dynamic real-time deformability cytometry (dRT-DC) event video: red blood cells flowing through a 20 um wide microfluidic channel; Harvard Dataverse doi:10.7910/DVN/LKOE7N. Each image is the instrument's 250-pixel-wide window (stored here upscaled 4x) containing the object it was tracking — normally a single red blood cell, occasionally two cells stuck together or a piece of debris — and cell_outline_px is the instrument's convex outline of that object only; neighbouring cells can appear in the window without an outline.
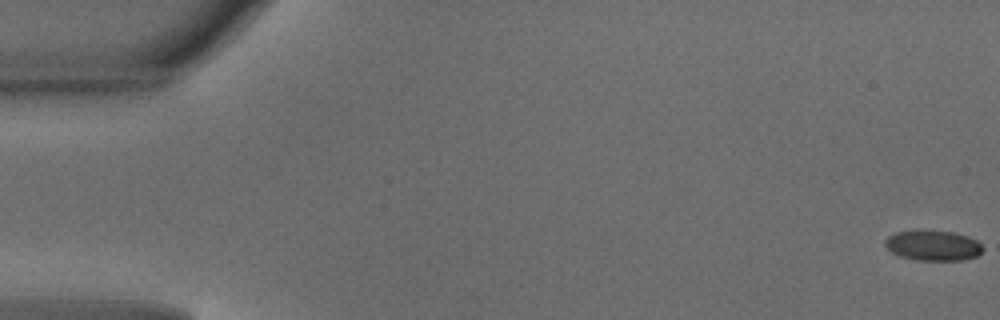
{"species": "common noctule bat (a hibernating species)", "species_latin": "Nyctalus noctula", "temperature_condition": "warm", "stored_images_in_passage": 44, "camera_frame_rate_fps": 3000, "um_per_image_px": 0.085, "animal": {"sex": "male", "body_mass_g": 18.8}, "frame": {"image": 1, "passage_image": 1, "time_ms": 0.0, "image_size_px": [1000, 320], "cell_outline_px": [[984, 248], [976, 256], [964, 260], [916, 260], [900, 256], [892, 252], [884, 244], [884, 240], [888, 236], [896, 232], [952, 232], [968, 236], [976, 240]], "centroid_in_image_um": [79.31, 20.89], "position_along_channel_um": 5.7, "area_um2": 16.76}}
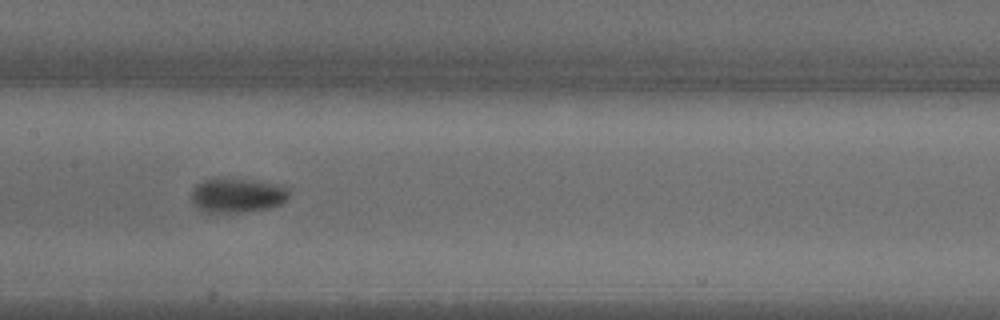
{"frame": {"image": 2, "passage_image": 25, "time_ms": 8.0, "image_size_px": [1000, 320], "cell_outline_px": [[288, 196], [280, 204], [272, 208], [240, 212], [204, 212], [192, 200], [192, 188], [196, 184], [204, 180], [216, 176], [280, 184], [288, 188]], "centroid_in_image_um": [20.15, 16.57], "position_along_channel_um": 187.2, "area_um2": 19.71}}
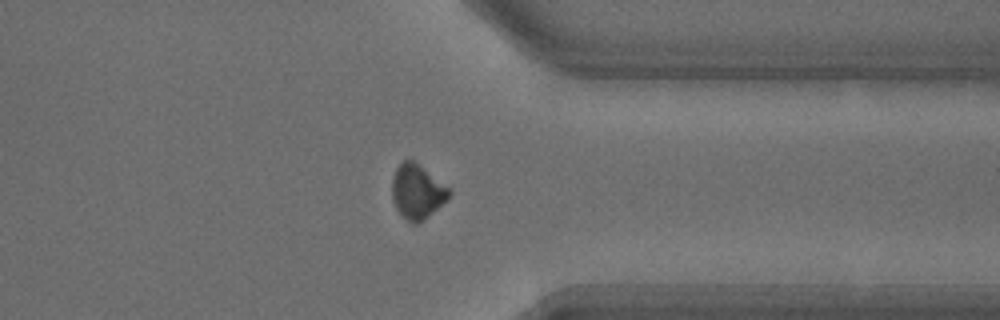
{"frame": {"image": 3, "passage_image": 39, "time_ms": 12.667, "image_size_px": [1000, 320], "cell_outline_px": [[452, 192], [448, 200], [424, 220], [416, 224], [412, 224], [396, 208], [392, 200], [392, 176], [396, 168], [404, 160], [412, 160], [448, 188]], "centroid_in_image_um": [35.45, 16.32], "position_along_channel_um": 376.0, "area_um2": 17.8}}